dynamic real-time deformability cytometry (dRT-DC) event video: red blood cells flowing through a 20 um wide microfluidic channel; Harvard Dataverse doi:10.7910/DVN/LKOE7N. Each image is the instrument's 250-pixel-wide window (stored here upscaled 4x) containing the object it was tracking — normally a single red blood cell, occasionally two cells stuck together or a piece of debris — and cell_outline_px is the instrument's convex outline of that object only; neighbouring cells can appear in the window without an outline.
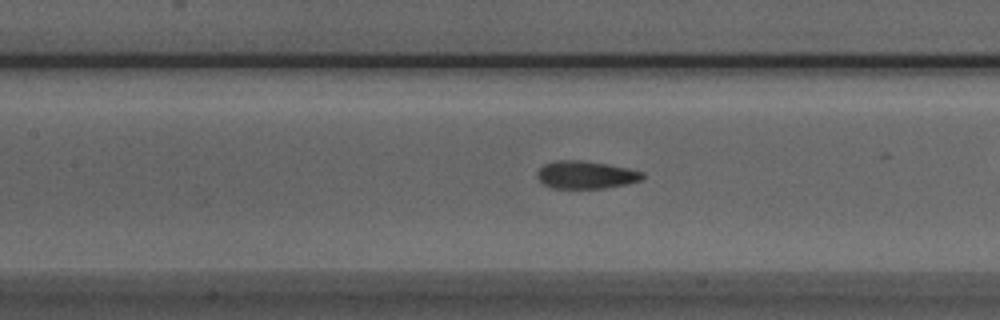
{"species": "Egyptian fruit bat (a non-hibernating species)", "species_latin": "Rousettus aegyptiacus", "temperature_condition": "room temperature", "stored_images_in_passage": 42, "camera_frame_rate_fps": 3000, "um_per_image_px": 0.085, "animal": {"sex": "male"}, "frame": {"image": 1, "passage_image": 22, "time_ms": 7.0, "image_size_px": [1000, 320], "cell_outline_px": [[644, 176], [640, 180], [628, 184], [604, 188], [552, 188], [544, 184], [536, 176], [536, 172], [544, 164], [556, 160], [584, 160], [608, 164], [628, 168], [644, 172]], "centroid_in_image_um": [49.79, 14.85], "position_along_channel_um": 157.6, "area_um2": 17.11}}
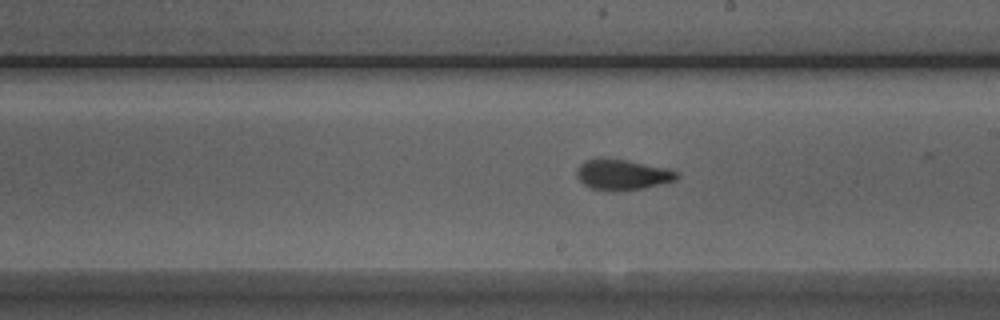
{"frame": {"image": 2, "passage_image": 28, "time_ms": 9.0, "image_size_px": [1000, 320], "cell_outline_px": [[680, 176], [676, 180], [640, 188], [588, 188], [576, 176], [576, 168], [584, 160], [596, 156], [600, 156], [624, 160], [664, 168], [680, 172]], "centroid_in_image_um": [52.84, 14.77], "position_along_channel_um": 236.2, "area_um2": 17.28}}
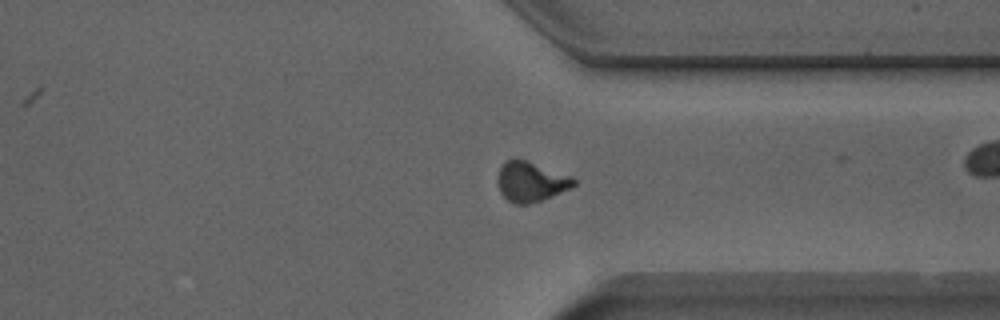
{"frame": {"image": 3, "passage_image": 38, "time_ms": 12.333, "image_size_px": [1000, 320], "cell_outline_px": [[576, 184], [572, 188], [540, 200], [528, 204], [516, 204], [508, 200], [500, 192], [496, 184], [496, 176], [504, 160], [516, 156], [528, 160], [572, 176], [576, 180]], "centroid_in_image_um": [45.09, 15.39], "position_along_channel_um": 366.3, "area_um2": 18.21}, "authors_computed_cell_mechanics": {"area_um2": 17.2822, "velocity_mm_per_s": 3.9343, "shape_relaxation_time_tau1_ms": 4.5895, "shape_relaxation_time_tau2_ms": 1.8426, "deformation_change_tau1": 0.166, "deformation_change_tau2": 0.0749}}